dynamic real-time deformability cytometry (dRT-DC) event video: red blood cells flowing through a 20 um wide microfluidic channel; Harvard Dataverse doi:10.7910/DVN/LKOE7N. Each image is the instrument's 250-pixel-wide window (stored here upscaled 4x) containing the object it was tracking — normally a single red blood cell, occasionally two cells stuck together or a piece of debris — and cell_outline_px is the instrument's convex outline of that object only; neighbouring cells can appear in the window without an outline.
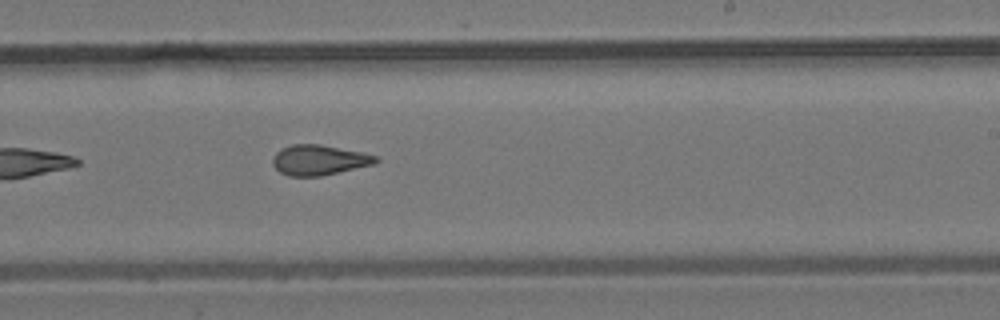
{"species": "common noctule bat (a hibernating species)", "species_latin": "Nyctalus noctula", "temperature_condition": "room temperature", "stored_images_in_passage": 9, "camera_frame_rate_fps": 3000, "um_per_image_px": 0.085, "animal": {"sex": "male", "body_mass_g": 19.2, "forearm_length_mm": 51.8}, "frame": {"image": 1, "passage_image": 9, "time_ms": 9.333, "image_size_px": [1000, 320], "cell_outline_px": [[380, 160], [376, 164], [320, 176], [288, 176], [280, 172], [272, 164], [272, 156], [280, 148], [292, 144], [320, 144], [360, 152], [376, 156]], "centroid_in_image_um": [27.09, 13.6], "position_along_channel_um": 261.9, "area_um2": 18.21}}